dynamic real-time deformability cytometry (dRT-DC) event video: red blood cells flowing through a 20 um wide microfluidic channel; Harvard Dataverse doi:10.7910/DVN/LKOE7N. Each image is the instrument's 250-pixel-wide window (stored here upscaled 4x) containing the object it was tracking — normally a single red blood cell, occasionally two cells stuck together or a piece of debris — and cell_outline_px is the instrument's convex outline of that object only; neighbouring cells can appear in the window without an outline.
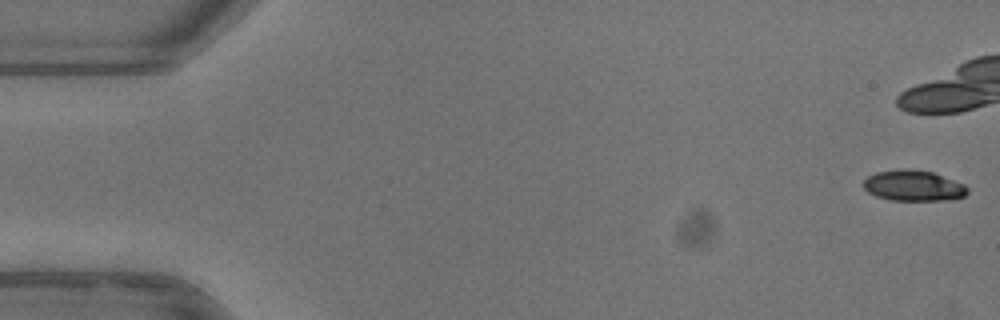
{"species": "common noctule bat (a hibernating species)", "species_latin": "Nyctalus noctula", "temperature_condition": "warm", "stored_images_in_passage": 10, "camera_frame_rate_fps": 3000, "um_per_image_px": 0.085, "animal": {"sex": "female"}, "frame": {"image": 1, "passage_image": 1, "time_ms": 0.0, "image_size_px": [1000, 320], "cell_outline_px": [[968, 192], [964, 196], [944, 200], [892, 200], [876, 196], [868, 192], [864, 188], [864, 180], [868, 176], [876, 172], [904, 168], [932, 172], [964, 184], [968, 188]], "centroid_in_image_um": [77.63, 15.78], "position_along_channel_um": 7.4, "area_um2": 18.44}}